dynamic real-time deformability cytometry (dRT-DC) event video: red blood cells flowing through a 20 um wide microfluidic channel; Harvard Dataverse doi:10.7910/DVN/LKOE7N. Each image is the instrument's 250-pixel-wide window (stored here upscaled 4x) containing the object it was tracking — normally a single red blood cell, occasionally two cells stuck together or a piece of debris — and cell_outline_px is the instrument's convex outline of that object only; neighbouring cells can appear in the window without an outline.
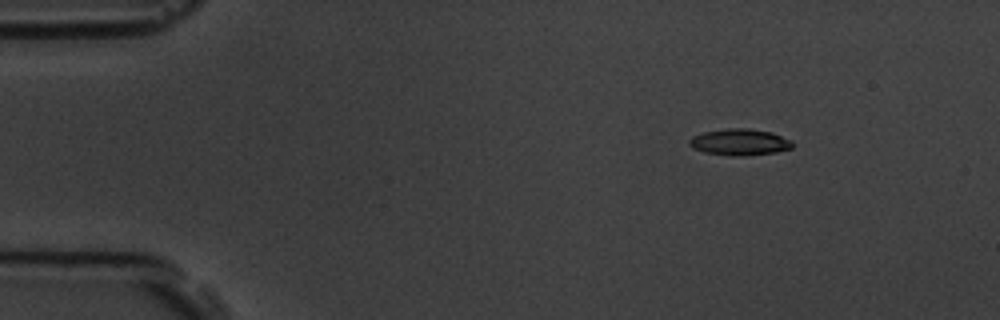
{"species": "common noctule bat (a hibernating species)", "species_latin": "Nyctalus noctula", "temperature_condition": "room temperature", "stored_images_in_passage": 5, "camera_frame_rate_fps": 3000, "um_per_image_px": 0.085, "animal": {"sex": "male", "body_mass_g": 19.5, "forearm_length_mm": 54.6}, "frame": {"image": 1, "passage_image": 2, "time_ms": 1.0, "image_size_px": [1000, 320], "cell_outline_px": [[792, 148], [776, 152], [744, 156], [728, 156], [704, 152], [692, 148], [688, 144], [688, 140], [692, 136], [704, 132], [728, 128], [748, 128], [772, 132], [792, 140]], "centroid_in_image_um": [62.85, 12.08], "position_along_channel_um": 22.1, "area_um2": 16.07}}
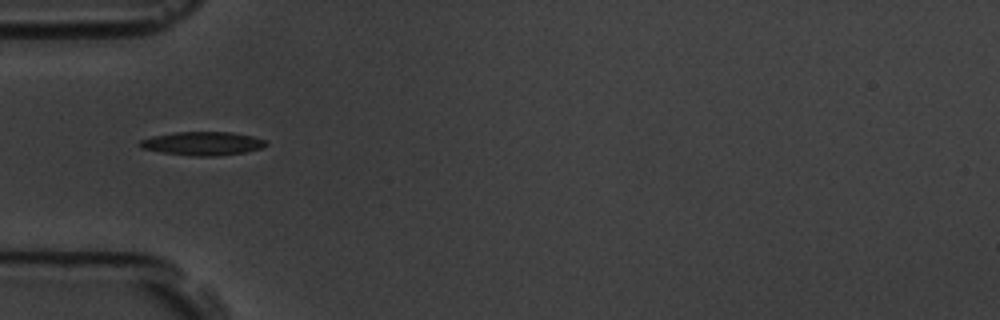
{"frame": {"image": 2, "passage_image": 5, "time_ms": 4.333, "image_size_px": [1000, 320], "cell_outline_px": [[268, 144], [260, 148], [244, 152], [216, 156], [192, 156], [160, 152], [140, 148], [136, 144], [140, 140], [152, 136], [176, 132], [232, 132], [252, 136], [264, 140]], "centroid_in_image_um": [17.15, 12.2], "position_along_channel_um": 67.8, "area_um2": 17.34}}